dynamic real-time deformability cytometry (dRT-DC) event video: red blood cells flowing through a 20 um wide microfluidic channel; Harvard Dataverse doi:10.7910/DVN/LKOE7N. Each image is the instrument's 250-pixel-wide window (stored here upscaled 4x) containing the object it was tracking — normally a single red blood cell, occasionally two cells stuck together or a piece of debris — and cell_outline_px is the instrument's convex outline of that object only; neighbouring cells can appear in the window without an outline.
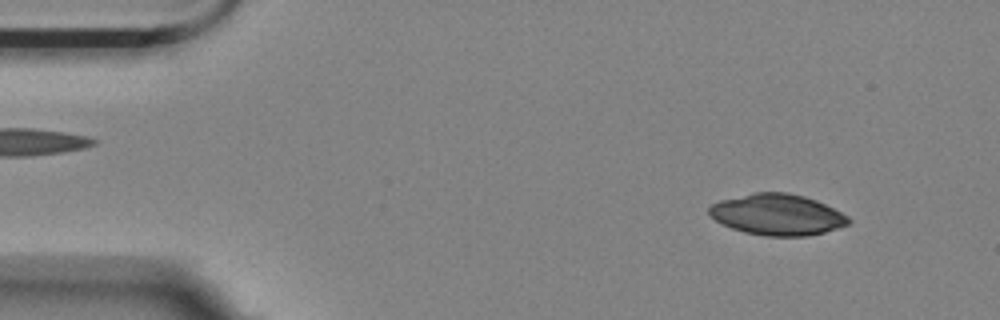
{"species": "Egyptian fruit bat (a non-hibernating species)", "species_latin": "Rousettus aegyptiacus", "temperature_condition": "room temperature", "stored_images_in_passage": 55, "camera_frame_rate_fps": 3000, "um_per_image_px": 0.085, "animal": {"sex": "female"}, "frame": {"image": 1, "passage_image": 5, "time_ms": 1.333, "image_size_px": [1000, 320], "cell_outline_px": [[852, 220], [848, 224], [824, 232], [808, 236], [768, 236], [744, 232], [732, 228], [716, 220], [708, 212], [708, 208], [712, 204], [720, 200], [752, 192], [788, 192], [804, 196], [816, 200], [848, 216]], "centroid_in_image_um": [66.06, 18.23], "position_along_channel_um": 18.9, "area_um2": 33.23}}
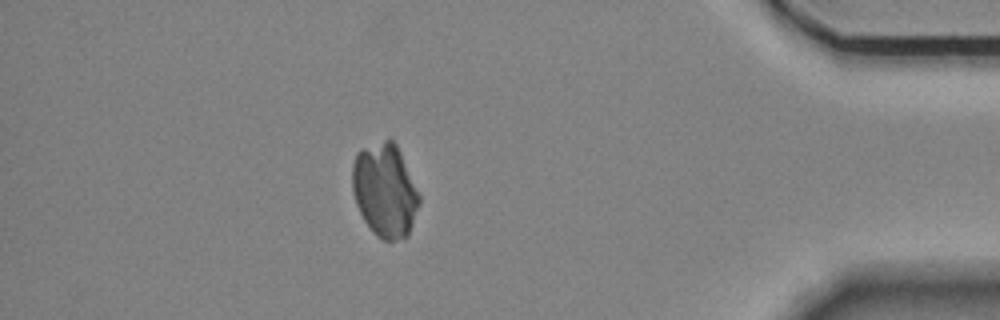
{"frame": {"image": 2, "passage_image": 48, "time_ms": 15.667, "image_size_px": [1000, 320], "cell_outline_px": [[420, 204], [408, 236], [392, 240], [380, 240], [372, 232], [364, 220], [356, 204], [352, 192], [352, 164], [356, 152], [360, 148], [384, 140], [392, 140], [396, 144], [400, 152], [420, 196]], "centroid_in_image_um": [32.69, 16.19], "position_along_channel_um": 402.5, "area_um2": 36.59}}